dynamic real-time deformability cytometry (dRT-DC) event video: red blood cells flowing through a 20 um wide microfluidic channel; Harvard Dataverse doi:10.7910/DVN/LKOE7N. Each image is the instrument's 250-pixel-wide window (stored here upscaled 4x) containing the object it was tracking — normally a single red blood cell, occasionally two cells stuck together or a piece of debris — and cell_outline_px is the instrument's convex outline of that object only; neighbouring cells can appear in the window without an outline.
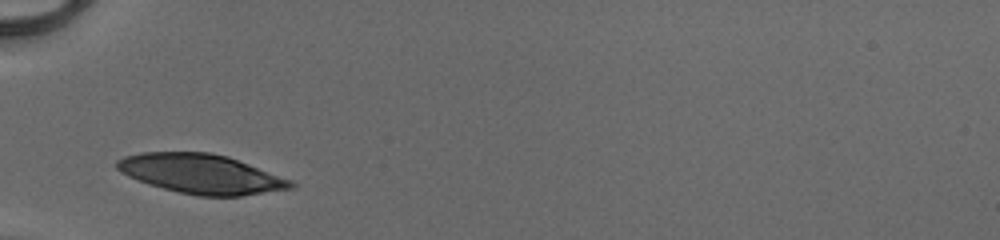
{"species": "human", "species_latin": "Homo sapiens", "temperature_condition": "cold", "stored_images_in_passage": 25, "camera_frame_rate_fps": 3000, "um_per_image_px": 0.085, "donor": {"sex": "male"}, "frame": {"image": 1, "passage_image": 1, "time_ms": 0.0, "image_size_px": [1000, 240], "cell_outline_px": [[296, 184], [292, 188], [240, 196], [200, 196], [180, 192], [148, 184], [128, 176], [120, 172], [116, 168], [116, 160], [124, 156], [140, 152], [208, 152], [228, 156], [292, 180]], "centroid_in_image_um": [17.08, 14.77], "position_along_channel_um": 67.9, "area_um2": 39.82}}
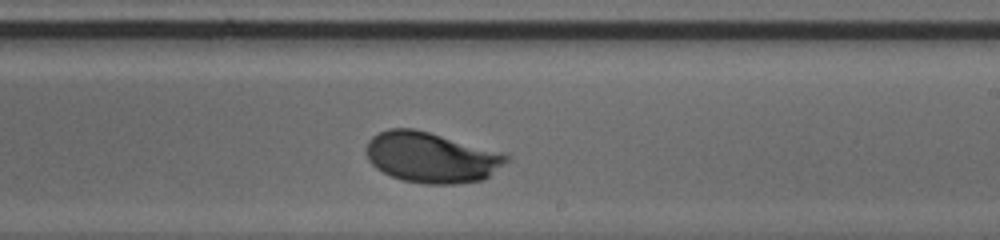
{"frame": {"image": 2, "passage_image": 15, "time_ms": 4.667, "image_size_px": [1000, 240], "cell_outline_px": [[508, 160], [484, 180], [456, 184], [424, 184], [404, 180], [392, 176], [376, 168], [368, 160], [368, 140], [372, 136], [388, 128], [412, 128], [428, 132], [500, 152], [508, 156]], "centroid_in_image_um": [36.64, 13.39], "position_along_channel_um": 252.4, "area_um2": 40.69}}
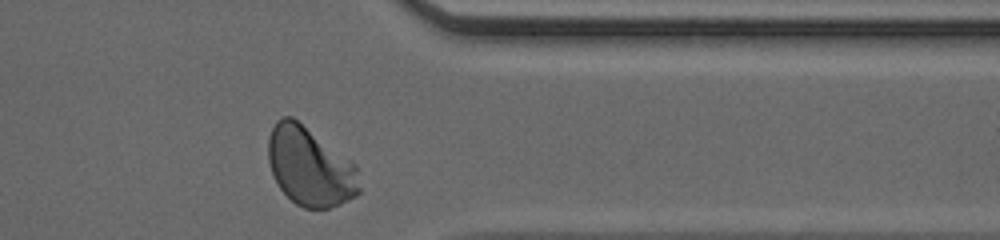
{"frame": {"image": 3, "passage_image": 25, "time_ms": 8.0, "image_size_px": [1000, 240], "cell_outline_px": [[360, 192], [356, 196], [340, 204], [328, 208], [304, 208], [296, 204], [280, 188], [272, 172], [268, 160], [268, 140], [272, 128], [276, 120], [284, 116], [292, 116], [356, 164], [360, 188]], "centroid_in_image_um": [26.35, 14.16], "position_along_channel_um": 385.1, "area_um2": 41.62}, "authors_computed_cell_mechanics": {"area_um2": 40.5178, "velocity_mm_per_s": 4.0723, "shape_relaxation_time_tau1_ms": 2.5412, "shape_relaxation_time_tau2_ms": null, "deformation_change_tau1": 0.1575, "deformation_change_tau2": null}}